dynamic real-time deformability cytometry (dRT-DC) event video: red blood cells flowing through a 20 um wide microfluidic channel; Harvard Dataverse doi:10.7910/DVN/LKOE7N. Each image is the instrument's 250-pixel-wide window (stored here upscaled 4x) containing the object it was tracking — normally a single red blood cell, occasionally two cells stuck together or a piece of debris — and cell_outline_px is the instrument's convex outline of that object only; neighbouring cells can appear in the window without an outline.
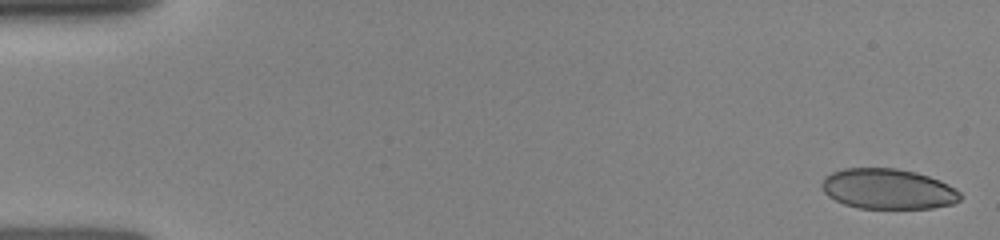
{"species": "human", "species_latin": "Homo sapiens", "temperature_condition": "room temperature", "stored_images_in_passage": 31, "camera_frame_rate_fps": 3000, "um_per_image_px": 0.085, "donor": {"sex": "female"}, "frame": {"image": 1, "passage_image": 1, "time_ms": 0.0, "image_size_px": [1000, 240], "cell_outline_px": [[960, 200], [952, 204], [932, 208], [856, 208], [844, 204], [828, 196], [824, 192], [820, 184], [824, 176], [832, 172], [844, 168], [896, 168], [916, 172], [940, 180], [948, 184], [960, 192]], "centroid_in_image_um": [75.45, 16.05], "position_along_channel_um": 9.6, "area_um2": 32.66}}
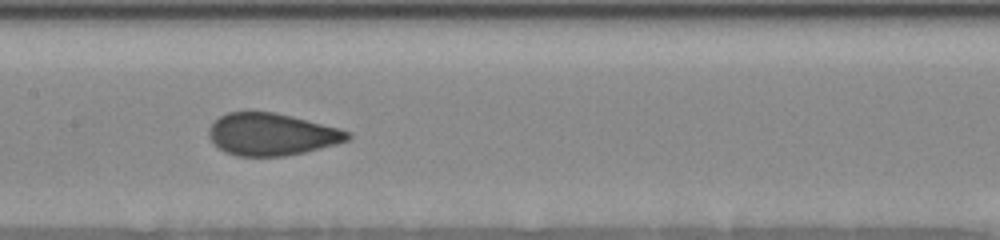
{"frame": {"image": 2, "passage_image": 13, "time_ms": 7.667, "image_size_px": [1000, 240], "cell_outline_px": [[352, 136], [348, 140], [336, 144], [304, 152], [284, 156], [236, 156], [220, 148], [208, 136], [208, 128], [220, 116], [228, 112], [276, 112], [340, 128], [348, 132]], "centroid_in_image_um": [23.1, 11.41], "position_along_channel_um": 184.3, "area_um2": 33.87}}
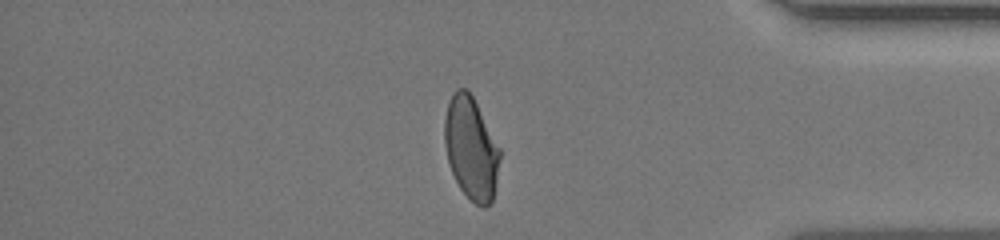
{"frame": {"image": 3, "passage_image": 26, "time_ms": 13.333, "image_size_px": [1000, 240], "cell_outline_px": [[500, 156], [496, 180], [492, 200], [484, 208], [476, 204], [460, 188], [452, 172], [448, 160], [444, 144], [444, 120], [448, 104], [452, 92], [456, 88], [468, 88], [500, 148]], "centroid_in_image_um": [40.02, 12.56], "position_along_channel_um": 395.2, "area_um2": 32.71}}